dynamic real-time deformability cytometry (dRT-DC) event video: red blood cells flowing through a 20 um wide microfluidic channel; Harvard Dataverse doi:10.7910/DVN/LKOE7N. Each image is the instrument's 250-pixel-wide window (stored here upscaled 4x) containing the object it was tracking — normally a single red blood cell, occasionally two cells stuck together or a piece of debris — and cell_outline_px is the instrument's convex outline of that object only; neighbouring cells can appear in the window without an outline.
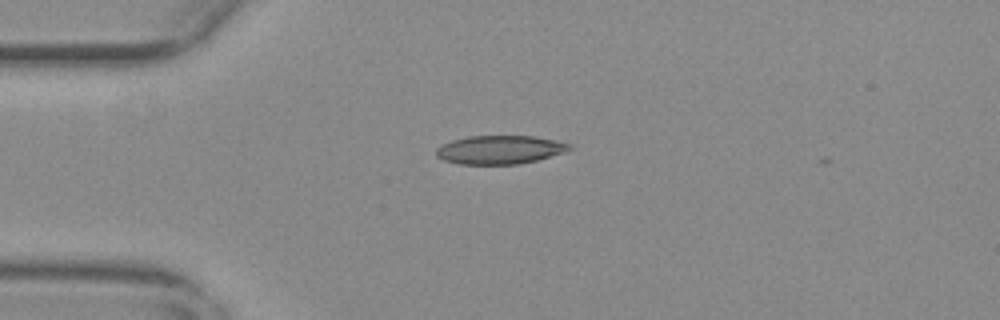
{"species": "common noctule bat (a hibernating species)", "species_latin": "Nyctalus noctula", "temperature_condition": "warm", "stored_images_in_passage": 5, "camera_frame_rate_fps": 3000, "um_per_image_px": 0.085, "animal": {"sex": "female", "body_mass_g": 29.2, "forearm_length_mm": 56.3}, "frame": {"image": 1, "passage_image": 3, "time_ms": 0.667, "image_size_px": [1000, 320], "cell_outline_px": [[572, 148], [564, 152], [536, 160], [516, 164], [460, 164], [444, 160], [436, 156], [436, 148], [440, 144], [452, 140], [468, 136], [536, 136], [572, 144]], "centroid_in_image_um": [42.45, 12.72], "position_along_channel_um": 42.5, "area_um2": 22.14}}